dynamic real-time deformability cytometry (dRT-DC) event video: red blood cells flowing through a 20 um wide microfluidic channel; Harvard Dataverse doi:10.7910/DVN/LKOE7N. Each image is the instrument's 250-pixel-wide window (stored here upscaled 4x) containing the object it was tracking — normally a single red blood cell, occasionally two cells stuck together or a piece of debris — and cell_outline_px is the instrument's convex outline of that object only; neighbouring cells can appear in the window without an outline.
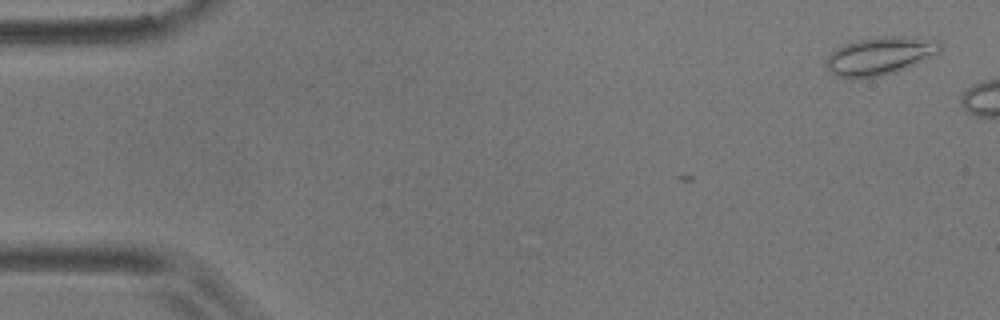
{"species": "common noctule bat (a hibernating species)", "species_latin": "Nyctalus noctula", "temperature_condition": "room temperature", "stored_images_in_passage": 2, "camera_frame_rate_fps": 3000, "um_per_image_px": 0.085, "animal": {"sex": "male", "body_mass_g": 17.9}, "frame": {"image": 1, "passage_image": 2, "time_ms": 0.333, "image_size_px": [1000, 320], "cell_outline_px": [[944, 44], [940, 52], [896, 72], [880, 76], [836, 76], [828, 68], [828, 56], [836, 48], [844, 44], [860, 40], [884, 36], [904, 36], [940, 40]], "centroid_in_image_um": [74.88, 4.71], "position_along_channel_um": 10.1, "area_um2": 24.57}}